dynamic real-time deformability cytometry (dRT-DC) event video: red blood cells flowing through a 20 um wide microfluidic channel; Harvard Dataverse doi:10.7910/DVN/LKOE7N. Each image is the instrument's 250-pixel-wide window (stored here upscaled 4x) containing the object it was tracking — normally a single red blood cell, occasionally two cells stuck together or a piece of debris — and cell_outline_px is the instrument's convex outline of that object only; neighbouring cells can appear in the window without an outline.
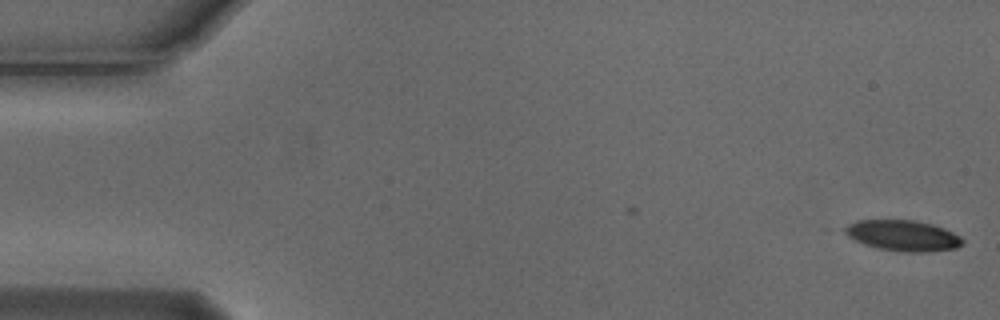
{"species": "Egyptian fruit bat (a non-hibernating species)", "species_latin": "Rousettus aegyptiacus", "temperature_condition": "cold", "stored_images_in_passage": 54, "camera_frame_rate_fps": 3000, "um_per_image_px": 0.085, "animal": {"sex": "male"}, "frame": {"image": 1, "passage_image": 1, "time_ms": 0.0, "image_size_px": [1000, 320], "cell_outline_px": [[964, 244], [956, 248], [924, 252], [904, 252], [876, 248], [864, 244], [848, 236], [840, 228], [856, 220], [916, 220], [932, 224], [944, 228], [960, 236], [964, 240]], "centroid_in_image_um": [76.73, 20.02], "position_along_channel_um": 8.3, "area_um2": 21.27}}
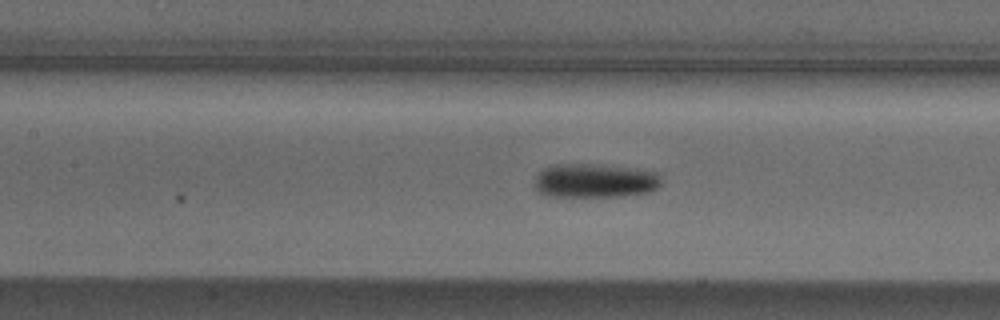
{"frame": {"image": 2, "passage_image": 24, "time_ms": 7.667, "image_size_px": [1000, 320], "cell_outline_px": [[660, 184], [656, 188], [648, 192], [620, 196], [548, 196], [540, 192], [536, 188], [536, 176], [544, 168], [556, 164], [588, 164], [628, 168], [660, 172]], "centroid_in_image_um": [50.57, 15.36], "position_along_channel_um": 156.8, "area_um2": 24.74}}
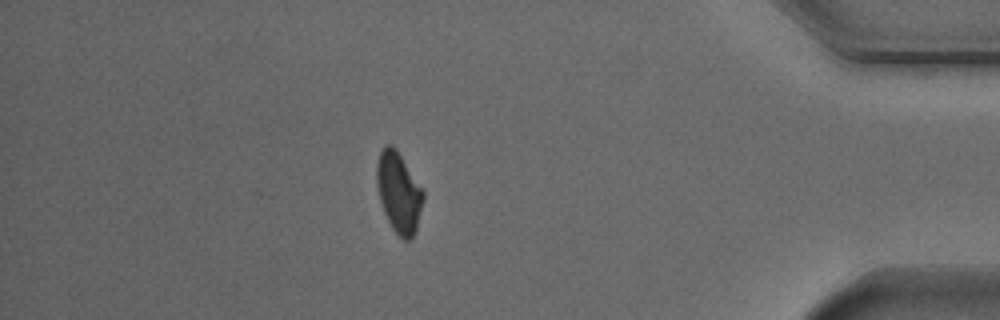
{"frame": {"image": 3, "passage_image": 47, "time_ms": 15.333, "image_size_px": [1000, 320], "cell_outline_px": [[424, 200], [416, 232], [408, 240], [404, 240], [392, 228], [384, 212], [380, 200], [376, 184], [376, 164], [380, 152], [384, 144], [392, 144], [396, 148], [424, 192]], "centroid_in_image_um": [33.89, 16.34], "position_along_channel_um": 401.3, "area_um2": 21.79}, "authors_computed_cell_mechanics": {"area_um2": 22.1374, "velocity_mm_per_s": 3.772, "shape_relaxation_time_tau1_ms": 2.9807, "shape_relaxation_time_tau2_ms": null, "deformation_change_tau1": 0.1052, "deformation_change_tau2": null}}